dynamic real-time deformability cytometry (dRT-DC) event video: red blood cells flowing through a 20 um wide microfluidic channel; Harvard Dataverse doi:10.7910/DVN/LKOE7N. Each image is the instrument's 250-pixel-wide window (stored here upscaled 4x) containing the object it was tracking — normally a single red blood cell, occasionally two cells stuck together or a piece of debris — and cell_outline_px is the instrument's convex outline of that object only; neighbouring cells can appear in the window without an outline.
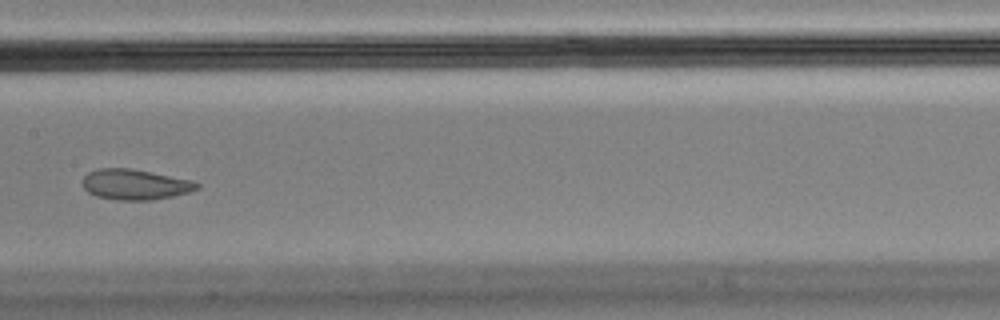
{"species": "Egyptian fruit bat (a non-hibernating species)", "species_latin": "Rousettus aegyptiacus", "temperature_condition": "cold", "stored_images_in_passage": 9, "camera_frame_rate_fps": 3000, "um_per_image_px": 0.085, "animal": {"sex": "male"}, "frame": {"image": 1, "passage_image": 8, "time_ms": 2.333, "image_size_px": [1000, 320], "cell_outline_px": [[200, 188], [188, 192], [172, 196], [152, 200], [116, 200], [96, 196], [88, 192], [84, 188], [84, 176], [88, 172], [96, 168], [132, 168], [192, 180], [200, 184]], "centroid_in_image_um": [11.48, 15.67], "position_along_channel_um": 195.9, "area_um2": 20.35}}